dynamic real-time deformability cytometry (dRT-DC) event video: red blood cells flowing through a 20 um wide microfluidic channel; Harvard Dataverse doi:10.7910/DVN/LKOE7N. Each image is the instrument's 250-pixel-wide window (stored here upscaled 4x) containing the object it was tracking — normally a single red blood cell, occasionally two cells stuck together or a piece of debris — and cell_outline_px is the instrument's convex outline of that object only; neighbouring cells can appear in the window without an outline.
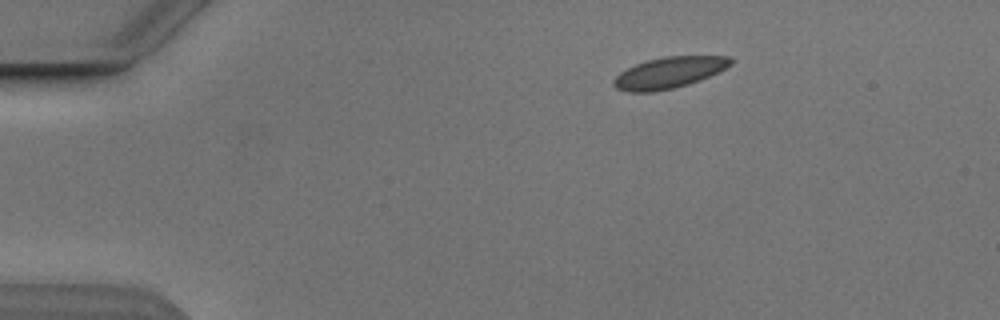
{"species": "Egyptian fruit bat (a non-hibernating species)", "species_latin": "Rousettus aegyptiacus", "temperature_condition": "cold", "stored_images_in_passage": 4, "camera_frame_rate_fps": 3000, "um_per_image_px": 0.085, "animal": {"sex": "male"}, "frame": {"image": 1, "passage_image": 1, "time_ms": 0.0, "image_size_px": [1000, 320], "cell_outline_px": [[732, 64], [700, 80], [688, 84], [672, 88], [652, 92], [628, 92], [616, 88], [612, 84], [612, 80], [620, 72], [636, 64], [648, 60], [664, 56], [728, 56], [732, 60]], "centroid_in_image_um": [56.82, 6.18], "position_along_channel_um": 28.2, "area_um2": 21.04}}